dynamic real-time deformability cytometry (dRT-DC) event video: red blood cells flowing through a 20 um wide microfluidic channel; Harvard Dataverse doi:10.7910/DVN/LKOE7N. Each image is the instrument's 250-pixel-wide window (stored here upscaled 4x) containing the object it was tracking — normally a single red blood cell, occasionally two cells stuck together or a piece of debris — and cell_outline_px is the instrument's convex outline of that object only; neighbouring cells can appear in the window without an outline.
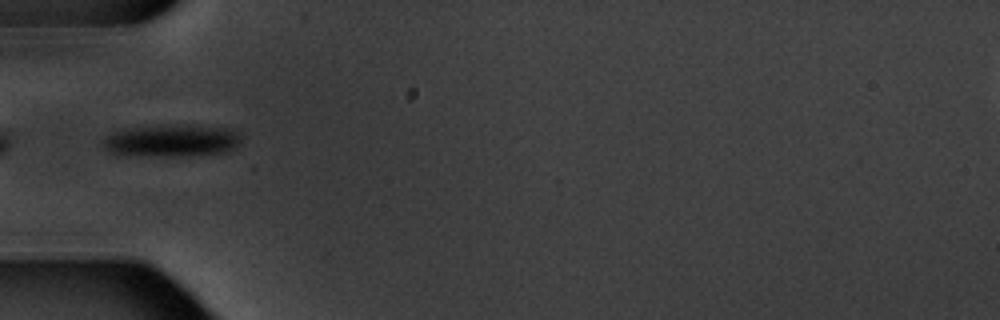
{"species": "common noctule bat (a hibernating species)", "species_latin": "Nyctalus noctula", "temperature_condition": "warm", "stored_images_in_passage": 2, "camera_frame_rate_fps": 3000, "um_per_image_px": 0.085, "animal": {"sex": "male", "body_mass_g": 20.1, "forearm_length_mm": 53.5}, "frame": {"image": 1, "passage_image": 1, "time_ms": 0.0, "image_size_px": [1000, 320], "cell_outline_px": [[244, 136], [240, 144], [236, 148], [228, 152], [184, 156], [148, 156], [108, 152], [104, 148], [104, 140], [112, 132], [136, 128], [184, 124], [192, 124], [236, 128]], "centroid_in_image_um": [14.79, 11.94], "position_along_channel_um": 70.2, "area_um2": 26.36}}
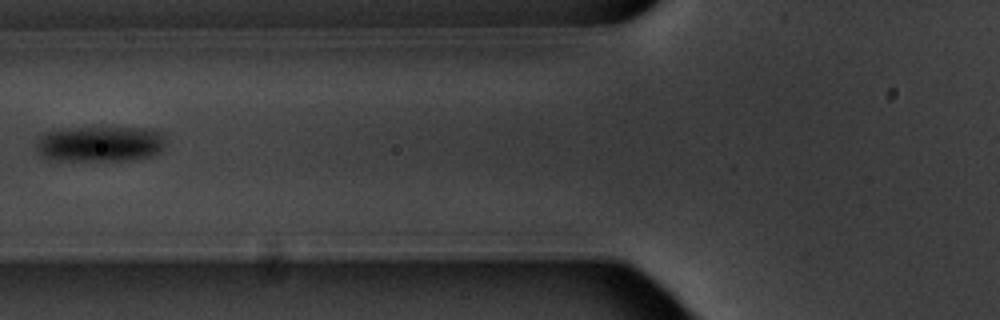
{"frame": {"image": 2, "passage_image": 2, "time_ms": 1.333, "image_size_px": [1000, 320], "cell_outline_px": [[164, 144], [160, 152], [152, 156], [120, 160], [68, 160], [44, 156], [36, 148], [36, 144], [48, 132], [72, 128], [144, 128], [160, 132], [164, 136]], "centroid_in_image_um": [8.59, 12.22], "position_along_channel_um": 117.2, "area_um2": 26.01}}